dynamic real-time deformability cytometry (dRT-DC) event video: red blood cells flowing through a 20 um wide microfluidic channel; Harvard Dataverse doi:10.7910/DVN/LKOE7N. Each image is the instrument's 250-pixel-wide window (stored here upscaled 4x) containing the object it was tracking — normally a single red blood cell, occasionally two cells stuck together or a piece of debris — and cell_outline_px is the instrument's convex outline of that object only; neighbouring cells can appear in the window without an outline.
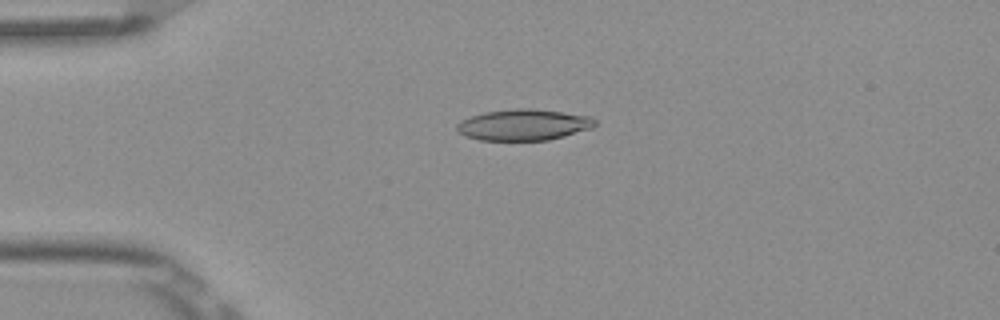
{"species": "Egyptian fruit bat (a non-hibernating species)", "species_latin": "Rousettus aegyptiacus", "temperature_condition": "room temperature", "stored_images_in_passage": 8, "camera_frame_rate_fps": 3000, "um_per_image_px": 0.085, "frame": {"image": 1, "passage_image": 3, "time_ms": 0.667, "image_size_px": [1000, 320], "cell_outline_px": [[596, 124], [592, 128], [564, 136], [548, 140], [480, 140], [464, 136], [456, 128], [456, 124], [460, 120], [484, 112], [516, 108], [532, 108], [592, 116], [596, 120]], "centroid_in_image_um": [44.51, 10.6], "position_along_channel_um": 40.5, "area_um2": 25.14}}
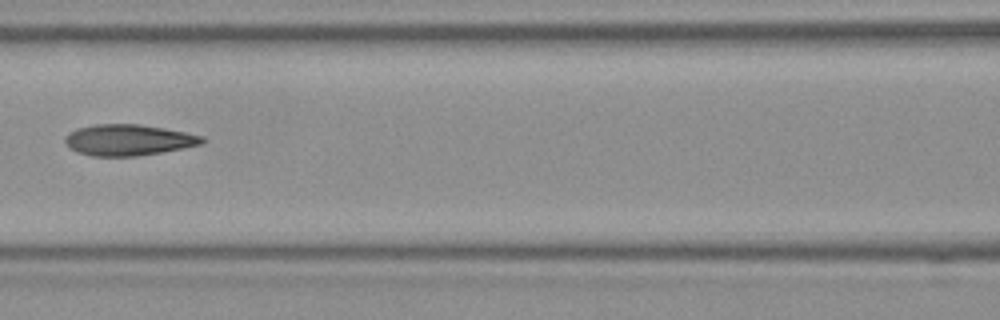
{"frame": {"image": 2, "passage_image": 6, "time_ms": 1.667, "image_size_px": [1000, 320], "cell_outline_px": [[204, 144], [140, 156], [92, 156], [76, 152], [68, 148], [64, 144], [64, 136], [76, 128], [96, 124], [140, 124], [164, 128], [204, 136]], "centroid_in_image_um": [10.87, 11.9], "position_along_channel_um": 155.7, "area_um2": 25.09}}
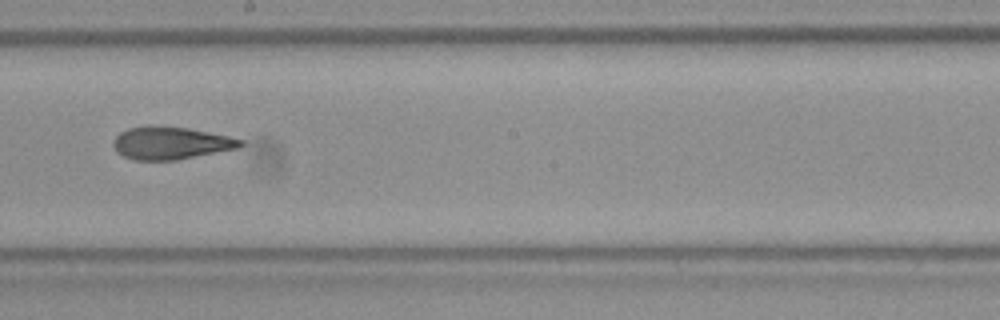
{"frame": {"image": 3, "passage_image": 8, "time_ms": 2.333, "image_size_px": [1000, 320], "cell_outline_px": [[244, 144], [240, 148], [176, 160], [132, 160], [116, 152], [112, 144], [112, 140], [120, 132], [128, 128], [144, 124], [152, 124], [188, 128], [228, 136], [244, 140]], "centroid_in_image_um": [14.48, 12.14], "position_along_channel_um": 233.7, "area_um2": 24.62}}